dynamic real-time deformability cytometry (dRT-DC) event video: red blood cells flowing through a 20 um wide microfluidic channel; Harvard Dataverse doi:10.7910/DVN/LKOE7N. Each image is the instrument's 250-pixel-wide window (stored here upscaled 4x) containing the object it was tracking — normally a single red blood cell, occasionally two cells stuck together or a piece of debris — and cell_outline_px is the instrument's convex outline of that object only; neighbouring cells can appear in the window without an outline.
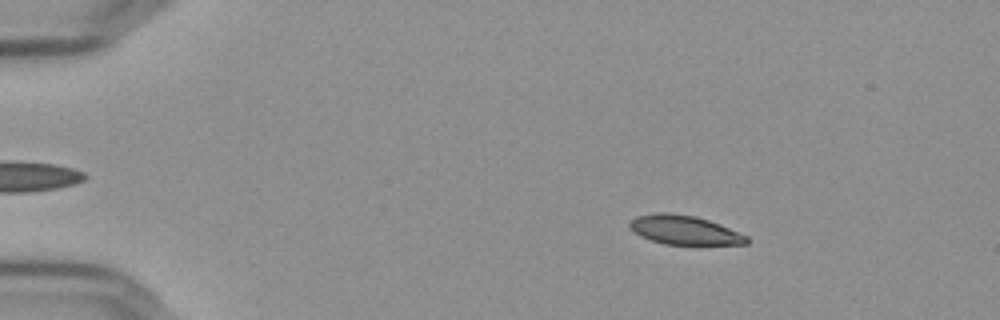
{"species": "Egyptian fruit bat (a non-hibernating species)", "species_latin": "Rousettus aegyptiacus", "temperature_condition": "cold", "stored_images_in_passage": 56, "camera_frame_rate_fps": 3000, "um_per_image_px": 0.085, "frame": {"image": 1, "passage_image": 9, "time_ms": 2.667, "image_size_px": [1000, 320], "cell_outline_px": [[748, 244], [664, 244], [640, 236], [628, 224], [628, 220], [636, 216], [656, 212], [668, 212], [696, 216], [720, 224], [748, 236]], "centroid_in_image_um": [58.15, 19.53], "position_along_channel_um": 26.8, "area_um2": 19.77}}
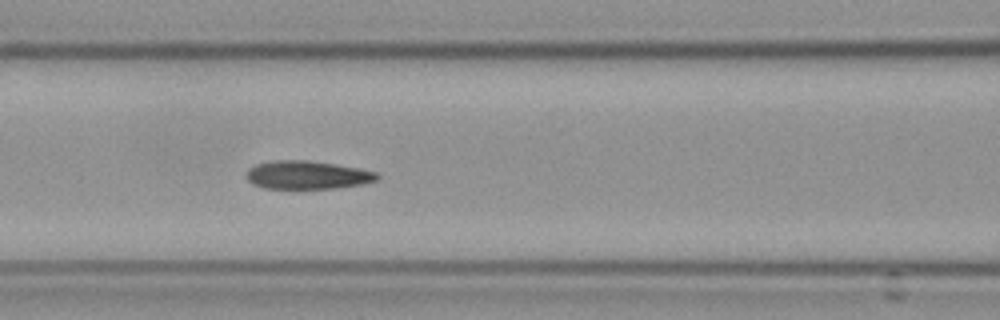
{"frame": {"image": 2, "passage_image": 25, "time_ms": 8.0, "image_size_px": [1000, 320], "cell_outline_px": [[380, 176], [376, 180], [364, 184], [336, 188], [264, 188], [252, 184], [244, 176], [244, 172], [248, 168], [256, 164], [272, 160], [308, 160], [336, 164], [360, 168], [376, 172]], "centroid_in_image_um": [26.08, 14.86], "position_along_channel_um": 140.5, "area_um2": 21.79}}
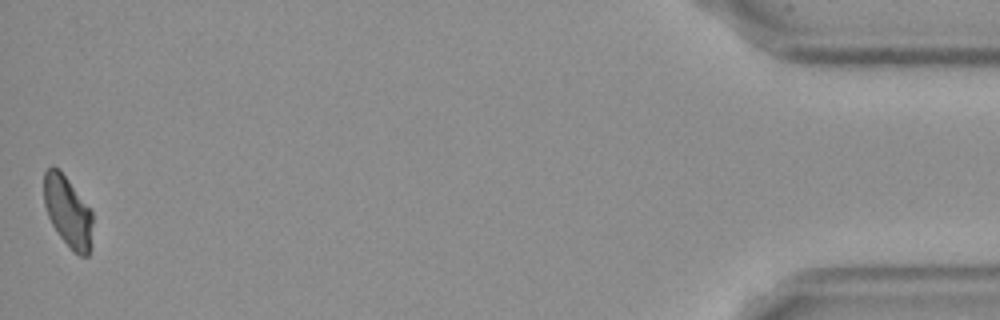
{"frame": {"image": 3, "passage_image": 56, "time_ms": 18.333, "image_size_px": [1000, 320], "cell_outline_px": [[92, 224], [88, 256], [80, 256], [60, 236], [52, 224], [48, 216], [44, 204], [44, 172], [52, 164], [68, 180], [92, 212]], "centroid_in_image_um": [5.74, 17.96], "position_along_channel_um": 429.5, "area_um2": 19.42}, "authors_computed_cell_mechanics": {"area_um2": 21.675, "velocity_mm_per_s": 3.6244, "shape_relaxation_time_tau1_ms": 5.1393, "shape_relaxation_time_tau2_ms": 2.2167, "deformation_change_tau1": 0.1281, "deformation_change_tau2": 0.076}}